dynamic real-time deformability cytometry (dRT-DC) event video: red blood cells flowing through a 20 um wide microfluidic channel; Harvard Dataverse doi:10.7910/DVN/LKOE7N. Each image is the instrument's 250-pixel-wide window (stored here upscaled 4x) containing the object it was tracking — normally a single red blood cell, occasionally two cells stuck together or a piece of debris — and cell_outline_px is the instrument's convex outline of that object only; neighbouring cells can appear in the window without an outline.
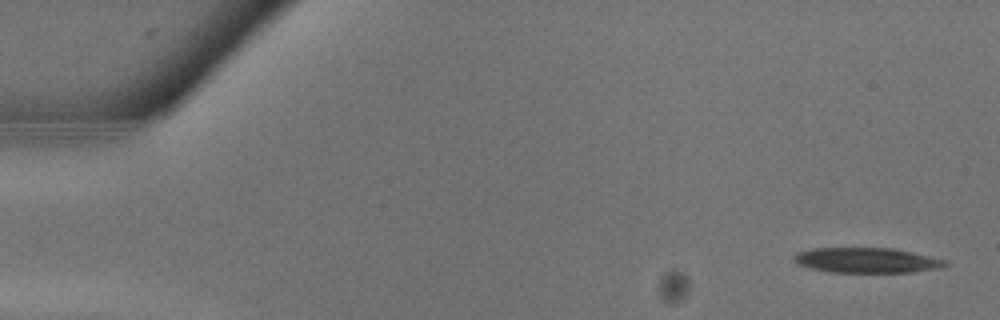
{"species": "common noctule bat (a hibernating species)", "species_latin": "Nyctalus noctula", "temperature_condition": "warm", "stored_images_in_passage": 13, "camera_frame_rate_fps": 3000, "um_per_image_px": 0.085, "animal": {"sex": "male", "body_mass_g": 13.3}, "frame": {"image": 1, "passage_image": 1, "time_ms": 0.0, "image_size_px": [1000, 320], "cell_outline_px": [[948, 264], [940, 268], [908, 272], [828, 272], [796, 264], [792, 260], [792, 256], [796, 252], [812, 248], [896, 248], [948, 260]], "centroid_in_image_um": [73.64, 22.11], "position_along_channel_um": 11.4, "area_um2": 22.37}}
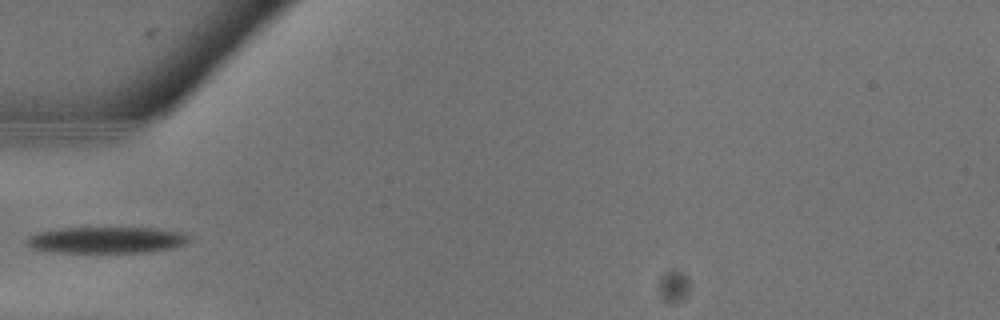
{"frame": {"image": 2, "passage_image": 9, "time_ms": 2.667, "image_size_px": [1000, 320], "cell_outline_px": [[192, 240], [188, 244], [172, 248], [148, 252], [56, 252], [32, 248], [28, 244], [28, 236], [40, 232], [60, 228], [152, 228], [180, 232], [192, 236]], "centroid_in_image_um": [9.15, 20.4], "position_along_channel_um": 75.9, "area_um2": 24.85}}
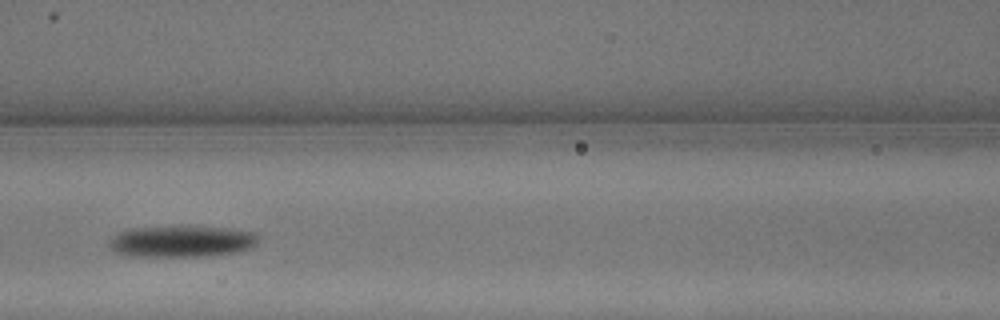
{"frame": {"image": 3, "passage_image": 12, "time_ms": 3.667, "image_size_px": [1000, 320], "cell_outline_px": [[260, 236], [256, 244], [252, 248], [244, 252], [212, 256], [132, 256], [112, 252], [108, 248], [108, 240], [116, 232], [128, 228], [180, 224], [232, 228], [256, 232]], "centroid_in_image_um": [15.45, 20.48], "position_along_channel_um": 151.1, "area_um2": 29.07}}